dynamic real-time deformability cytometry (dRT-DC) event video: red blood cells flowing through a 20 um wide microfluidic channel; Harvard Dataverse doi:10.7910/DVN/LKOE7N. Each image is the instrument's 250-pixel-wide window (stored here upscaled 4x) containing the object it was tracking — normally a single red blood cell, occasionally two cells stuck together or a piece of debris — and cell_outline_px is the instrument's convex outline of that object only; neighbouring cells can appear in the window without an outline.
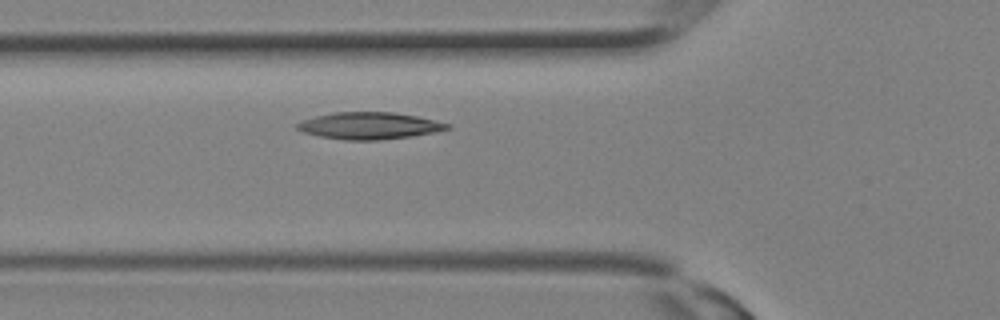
{"species": "Egyptian fruit bat (a non-hibernating species)", "species_latin": "Rousettus aegyptiacus", "temperature_condition": "room temperature", "stored_images_in_passage": 8, "camera_frame_rate_fps": 3000, "um_per_image_px": 0.085, "animal": {"sex": "female"}, "frame": {"image": 1, "passage_image": 6, "time_ms": 1.667, "image_size_px": [1000, 320], "cell_outline_px": [[452, 128], [412, 136], [380, 140], [344, 140], [320, 136], [304, 132], [296, 128], [292, 124], [316, 116], [332, 112], [396, 112], [416, 116], [452, 124]], "centroid_in_image_um": [31.38, 10.68], "position_along_channel_um": 94.4, "area_um2": 23.58}}
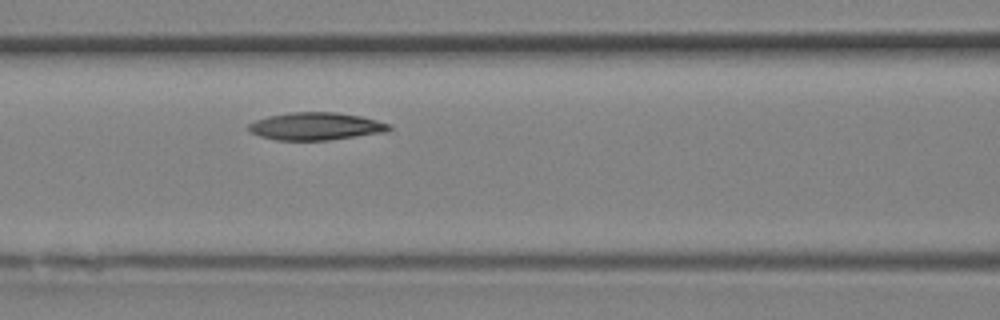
{"frame": {"image": 2, "passage_image": 8, "time_ms": 2.333, "image_size_px": [1000, 320], "cell_outline_px": [[392, 128], [388, 132], [328, 140], [276, 140], [260, 136], [248, 132], [248, 124], [256, 120], [268, 116], [292, 112], [336, 112], [360, 116], [392, 124]], "centroid_in_image_um": [26.86, 10.73], "position_along_channel_um": 139.7, "area_um2": 22.72}}